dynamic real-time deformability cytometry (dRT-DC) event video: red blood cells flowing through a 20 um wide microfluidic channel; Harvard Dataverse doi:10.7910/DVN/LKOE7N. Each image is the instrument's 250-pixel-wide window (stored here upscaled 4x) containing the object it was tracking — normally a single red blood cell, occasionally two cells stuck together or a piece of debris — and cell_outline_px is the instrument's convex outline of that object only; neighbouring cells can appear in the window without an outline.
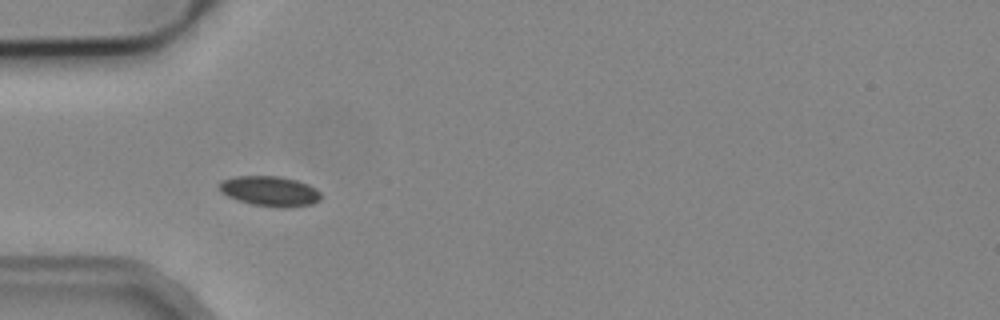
{"species": "common noctule bat (a hibernating species)", "species_latin": "Nyctalus noctula", "temperature_condition": "cold", "stored_images_in_passage": 6, "camera_frame_rate_fps": 3000, "um_per_image_px": 0.085, "animal": {"sex": "male", "body_mass_g": 19.2, "forearm_length_mm": 51.8}, "frame": {"image": 1, "passage_image": 5, "time_ms": 5.0, "image_size_px": [1000, 320], "cell_outline_px": [[320, 200], [312, 204], [284, 208], [280, 208], [252, 204], [228, 196], [220, 192], [220, 180], [236, 176], [280, 176], [296, 180], [308, 184], [316, 188], [320, 192]], "centroid_in_image_um": [22.95, 16.24], "position_along_channel_um": 62.0, "area_um2": 17.8}}